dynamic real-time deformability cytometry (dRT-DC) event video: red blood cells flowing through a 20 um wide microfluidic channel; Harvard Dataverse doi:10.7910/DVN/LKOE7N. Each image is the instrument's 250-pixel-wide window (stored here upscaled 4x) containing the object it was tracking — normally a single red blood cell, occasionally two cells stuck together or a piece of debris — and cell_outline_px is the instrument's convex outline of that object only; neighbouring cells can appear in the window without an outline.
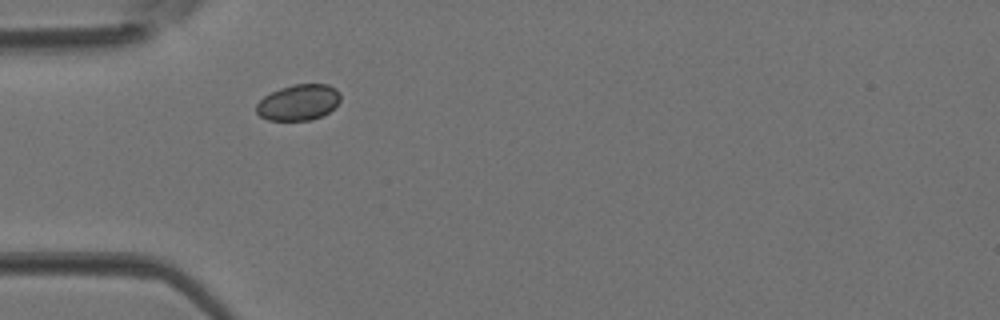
{"species": "Egyptian fruit bat (a non-hibernating species)", "species_latin": "Rousettus aegyptiacus", "temperature_condition": "room temperature", "stored_images_in_passage": 2, "camera_frame_rate_fps": 3000, "um_per_image_px": 0.085, "animal": {"sex": "female"}, "frame": {"image": 1, "passage_image": 1, "time_ms": 0.0, "image_size_px": [1000, 320], "cell_outline_px": [[340, 100], [328, 112], [312, 120], [268, 120], [260, 116], [256, 112], [256, 104], [264, 96], [280, 88], [292, 84], [328, 84], [336, 88], [340, 92]], "centroid_in_image_um": [25.36, 8.69], "position_along_channel_um": 59.6, "area_um2": 17.57}}
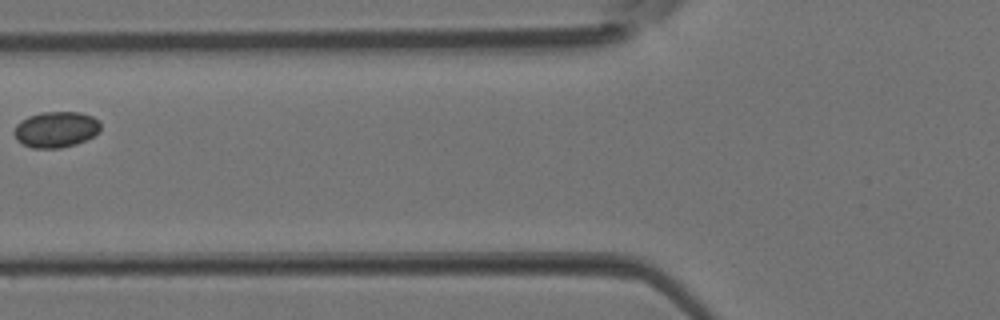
{"frame": {"image": 2, "passage_image": 2, "time_ms": 0.333, "image_size_px": [1000, 320], "cell_outline_px": [[100, 132], [76, 144], [60, 148], [32, 148], [16, 140], [12, 132], [16, 124], [20, 120], [28, 116], [40, 112], [80, 112], [92, 116], [100, 124]], "centroid_in_image_um": [4.71, 11.0], "position_along_channel_um": 121.1, "area_um2": 18.21}}